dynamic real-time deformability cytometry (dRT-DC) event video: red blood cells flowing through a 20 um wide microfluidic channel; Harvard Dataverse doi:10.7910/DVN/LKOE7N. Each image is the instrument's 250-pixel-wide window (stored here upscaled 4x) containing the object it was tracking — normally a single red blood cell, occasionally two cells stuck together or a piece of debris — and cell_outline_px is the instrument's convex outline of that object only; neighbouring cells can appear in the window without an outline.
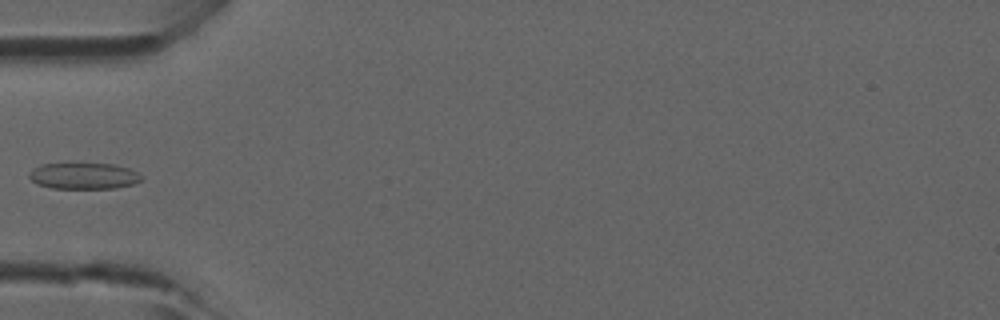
{"species": "common noctule bat (a hibernating species)", "species_latin": "Nyctalus noctula", "temperature_condition": "room temperature", "stored_images_in_passage": 32, "camera_frame_rate_fps": 3000, "um_per_image_px": 0.085, "animal": {"sex": "male", "forearm_length_mm": 52.5}, "frame": {"image": 1, "passage_image": 1, "time_ms": 0.0, "image_size_px": [1000, 320], "cell_outline_px": [[144, 180], [132, 184], [116, 188], [52, 188], [36, 184], [28, 176], [28, 172], [32, 168], [40, 164], [72, 160], [112, 164], [128, 168], [144, 176]], "centroid_in_image_um": [7.06, 14.89], "position_along_channel_um": 77.9, "area_um2": 18.26}}
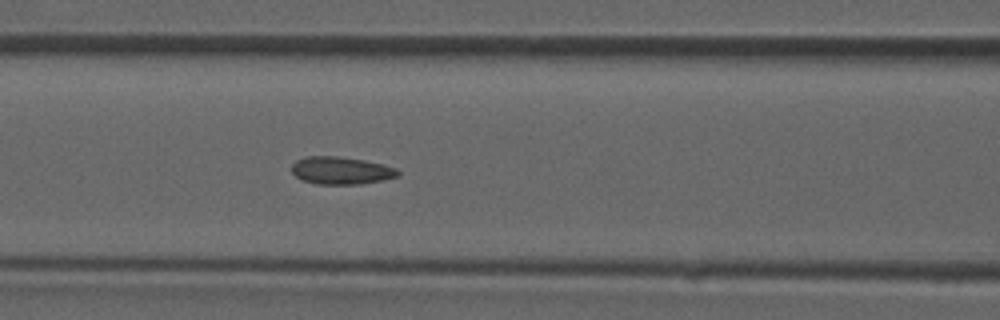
{"frame": {"image": 2, "passage_image": 5, "time_ms": 1.333, "image_size_px": [1000, 320], "cell_outline_px": [[400, 172], [396, 176], [380, 180], [360, 184], [316, 184], [300, 180], [292, 172], [292, 164], [296, 160], [304, 156], [340, 156], [364, 160], [384, 164], [396, 168]], "centroid_in_image_um": [28.94, 14.48], "position_along_channel_um": 137.7, "area_um2": 17.11}}